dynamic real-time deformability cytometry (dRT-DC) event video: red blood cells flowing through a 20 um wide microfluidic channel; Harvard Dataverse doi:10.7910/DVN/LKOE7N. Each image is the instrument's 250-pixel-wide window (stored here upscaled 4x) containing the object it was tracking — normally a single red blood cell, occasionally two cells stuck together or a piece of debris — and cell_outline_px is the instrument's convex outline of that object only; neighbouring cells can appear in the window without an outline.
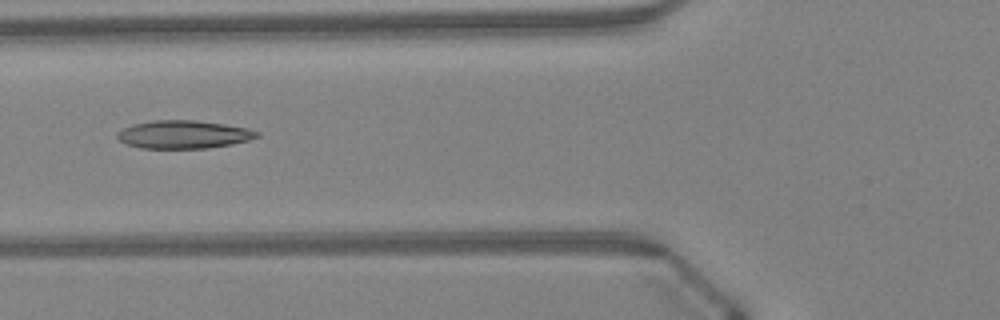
{"species": "Egyptian fruit bat (a non-hibernating species)", "species_latin": "Rousettus aegyptiacus", "temperature_condition": "warm", "stored_images_in_passage": 41, "camera_frame_rate_fps": 3000, "um_per_image_px": 0.085, "animal": {"sex": "female"}, "frame": {"image": 1, "passage_image": 12, "time_ms": 3.667, "image_size_px": [1000, 320], "cell_outline_px": [[260, 136], [248, 140], [232, 144], [208, 148], [140, 148], [128, 144], [120, 140], [116, 136], [116, 132], [132, 124], [152, 120], [196, 120], [224, 124], [248, 128], [260, 132]], "centroid_in_image_um": [15.61, 11.42], "position_along_channel_um": 110.2, "area_um2": 22.89}}
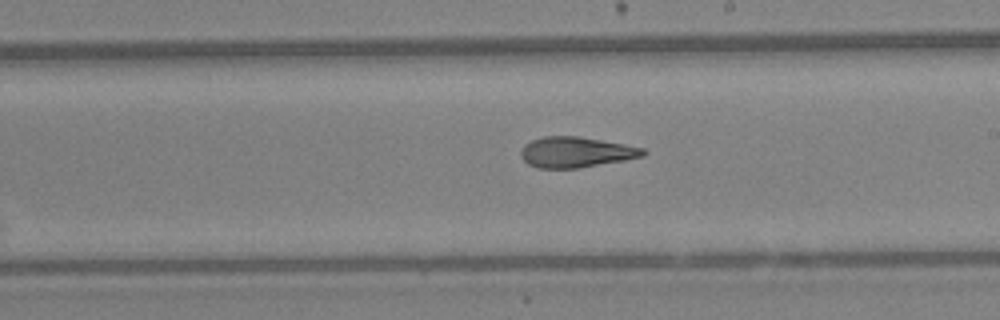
{"frame": {"image": 2, "passage_image": 21, "time_ms": 6.667, "image_size_px": [1000, 320], "cell_outline_px": [[648, 152], [644, 156], [624, 160], [580, 168], [536, 168], [528, 164], [520, 156], [520, 152], [524, 144], [532, 140], [544, 136], [576, 136], [624, 144], [644, 148]], "centroid_in_image_um": [48.94, 12.94], "position_along_channel_um": 240.1, "area_um2": 21.79}}
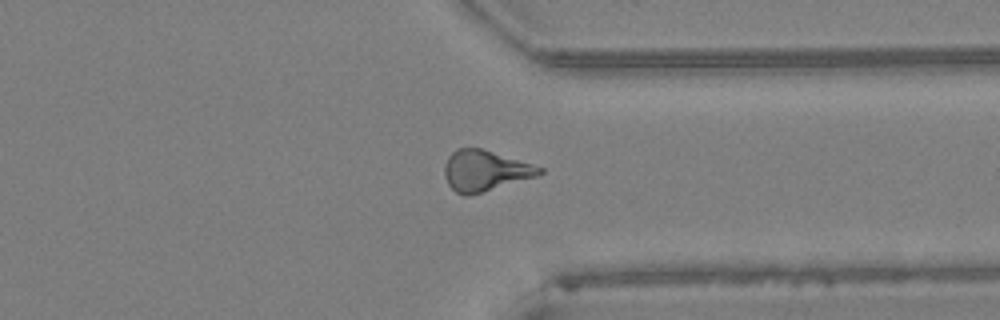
{"frame": {"image": 3, "passage_image": 30, "time_ms": 9.667, "image_size_px": [1000, 320], "cell_outline_px": [[544, 172], [536, 176], [468, 196], [464, 196], [456, 192], [448, 184], [444, 176], [444, 164], [448, 156], [456, 148], [480, 148], [532, 164], [544, 168]], "centroid_in_image_um": [41.18, 14.51], "position_along_channel_um": 370.2, "area_um2": 22.31}, "authors_computed_cell_mechanics": {"area_um2": 22.1952, "velocity_mm_per_s": 4.3492, "shape_relaxation_time_tau1_ms": 9.6066, "shape_relaxation_time_tau2_ms": 3.5894, "deformation_change_tau1": 0.2252, "deformation_change_tau2": 0.1335}}